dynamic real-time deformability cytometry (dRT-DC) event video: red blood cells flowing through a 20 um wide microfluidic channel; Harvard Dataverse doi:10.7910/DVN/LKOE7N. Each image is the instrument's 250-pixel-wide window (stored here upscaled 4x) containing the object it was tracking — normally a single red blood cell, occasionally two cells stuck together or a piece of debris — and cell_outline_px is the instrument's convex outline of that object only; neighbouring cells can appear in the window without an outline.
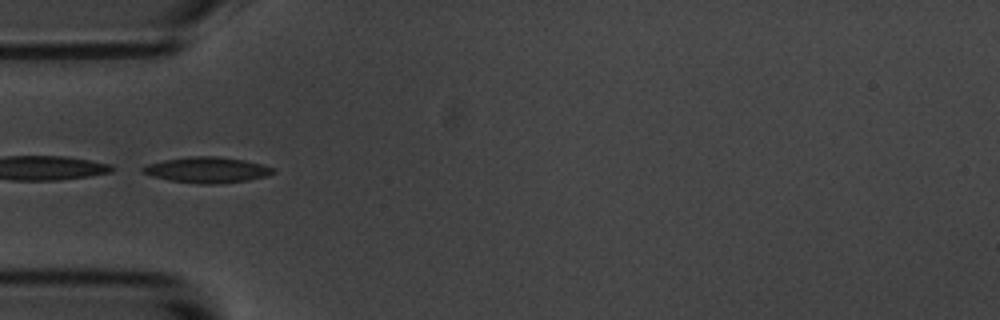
{"species": "common noctule bat (a hibernating species)", "species_latin": "Nyctalus noctula", "temperature_condition": "room temperature", "stored_images_in_passage": 13, "camera_frame_rate_fps": 3000, "um_per_image_px": 0.085, "animal": {"sex": "male", "body_mass_g": 20.1, "forearm_length_mm": 53.5}, "frame": {"image": 1, "passage_image": 3, "time_ms": 3.0, "image_size_px": [1000, 320], "cell_outline_px": [[276, 172], [268, 176], [248, 180], [216, 184], [200, 184], [168, 180], [152, 176], [140, 172], [140, 168], [148, 164], [164, 160], [188, 156], [216, 156], [244, 160], [264, 164], [276, 168]], "centroid_in_image_um": [17.62, 14.44], "position_along_channel_um": 67.4, "area_um2": 19.83}}
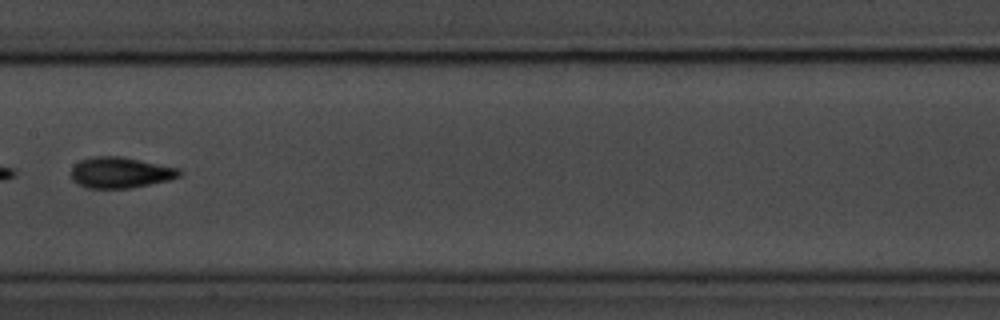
{"frame": {"image": 2, "passage_image": 6, "time_ms": 6.667, "image_size_px": [1000, 320], "cell_outline_px": [[184, 172], [180, 176], [168, 180], [128, 188], [88, 188], [72, 180], [72, 168], [80, 160], [92, 156], [120, 156], [180, 168]], "centroid_in_image_um": [10.25, 14.66], "position_along_channel_um": 197.1, "area_um2": 19.36}, "authors_computed_cell_mechanics": {"area_um2": 19.363, "velocity_mm_per_s": 3.5189, "shape_relaxation_time_tau1_ms": 3.521, "shape_relaxation_time_tau2_ms": 2.4581, "deformation_change_tau1": 0.1229, "deformation_change_tau2": 0.0835}}